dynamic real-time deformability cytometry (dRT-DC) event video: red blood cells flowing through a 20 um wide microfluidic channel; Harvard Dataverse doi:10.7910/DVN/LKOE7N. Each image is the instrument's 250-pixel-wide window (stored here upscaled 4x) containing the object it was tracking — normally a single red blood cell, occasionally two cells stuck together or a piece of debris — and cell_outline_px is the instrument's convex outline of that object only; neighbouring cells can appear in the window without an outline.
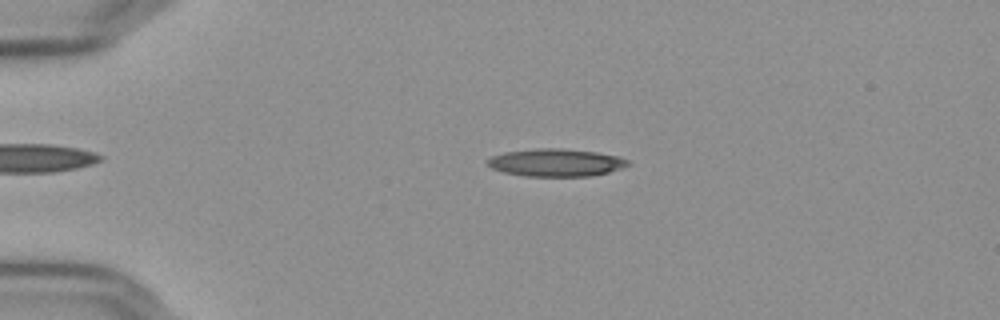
{"species": "Egyptian fruit bat (a non-hibernating species)", "species_latin": "Rousettus aegyptiacus", "temperature_condition": "cold", "stored_images_in_passage": 55, "camera_frame_rate_fps": 3000, "um_per_image_px": 0.085, "frame": {"image": 1, "passage_image": 12, "time_ms": 3.667, "image_size_px": [1000, 320], "cell_outline_px": [[632, 164], [624, 168], [592, 176], [524, 176], [504, 172], [492, 168], [484, 160], [492, 156], [504, 152], [536, 148], [560, 148], [596, 152], [620, 156], [628, 160]], "centroid_in_image_um": [47.28, 13.82], "position_along_channel_um": 37.7, "area_um2": 22.83}}
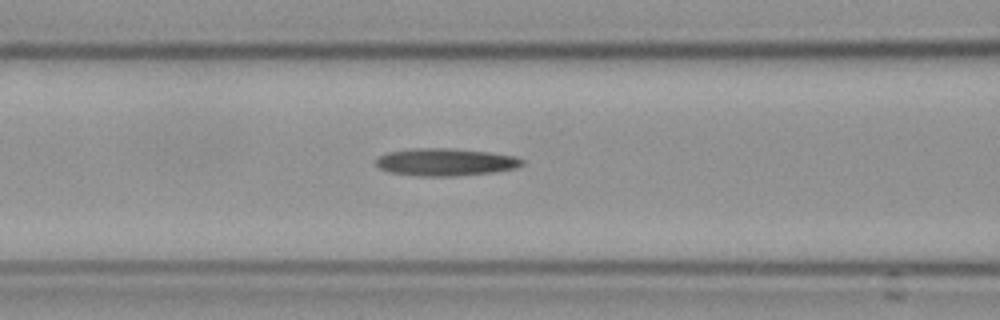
{"frame": {"image": 2, "passage_image": 23, "time_ms": 7.333, "image_size_px": [1000, 320], "cell_outline_px": [[524, 164], [516, 168], [492, 172], [456, 176], [420, 176], [388, 172], [380, 168], [376, 164], [376, 160], [380, 156], [388, 152], [412, 148], [456, 148], [488, 152], [516, 156], [524, 160]], "centroid_in_image_um": [37.88, 13.77], "position_along_channel_um": 128.7, "area_um2": 23.47}}
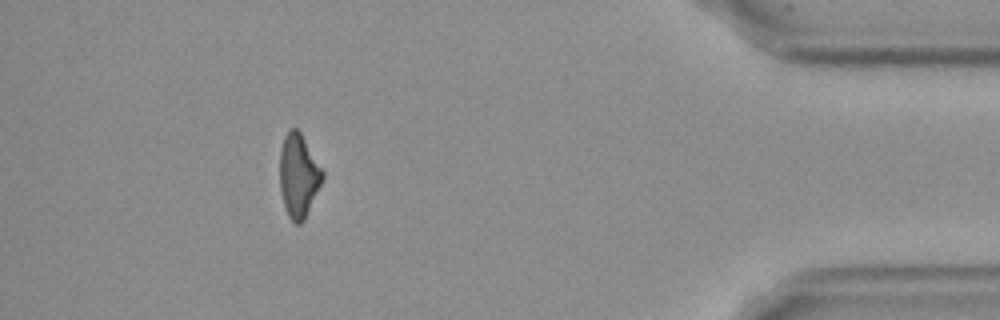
{"frame": {"image": 3, "passage_image": 50, "time_ms": 16.333, "image_size_px": [1000, 320], "cell_outline_px": [[324, 180], [304, 220], [300, 224], [296, 224], [288, 216], [284, 204], [280, 188], [280, 148], [284, 136], [292, 128], [296, 128], [300, 132], [324, 172]], "centroid_in_image_um": [25.39, 14.94], "position_along_channel_um": 409.8, "area_um2": 20.69}, "authors_computed_cell_mechanics": {"area_um2": 22.3686, "velocity_mm_per_s": 3.657, "shape_relaxation_time_tau1_ms": null, "shape_relaxation_time_tau2_ms": 5.6113, "deformation_change_tau1": null, "deformation_change_tau2": 0.1935}}